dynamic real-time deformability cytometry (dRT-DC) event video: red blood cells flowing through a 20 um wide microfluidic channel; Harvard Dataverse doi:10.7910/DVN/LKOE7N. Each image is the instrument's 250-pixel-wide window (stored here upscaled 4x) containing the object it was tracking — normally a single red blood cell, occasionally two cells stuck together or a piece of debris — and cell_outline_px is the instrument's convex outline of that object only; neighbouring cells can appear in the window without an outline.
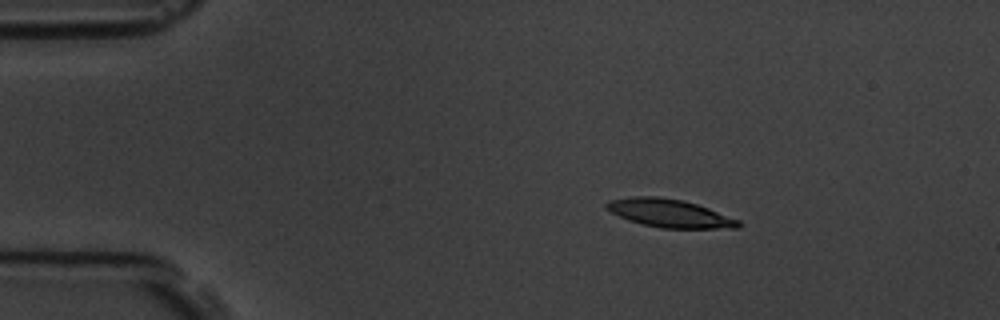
{"species": "common noctule bat (a hibernating species)", "species_latin": "Nyctalus noctula", "temperature_condition": "room temperature", "stored_images_in_passage": 3, "camera_frame_rate_fps": 3000, "um_per_image_px": 0.085, "animal": {"sex": "male", "body_mass_g": 19.5, "forearm_length_mm": 54.6}, "frame": {"image": 1, "passage_image": 1, "time_ms": 0.0, "image_size_px": [1000, 320], "cell_outline_px": [[740, 228], [660, 228], [640, 224], [628, 220], [604, 208], [604, 204], [608, 200], [632, 196], [656, 196], [684, 200], [708, 208], [740, 220]], "centroid_in_image_um": [56.88, 18.12], "position_along_channel_um": 28.1, "area_um2": 21.73}}